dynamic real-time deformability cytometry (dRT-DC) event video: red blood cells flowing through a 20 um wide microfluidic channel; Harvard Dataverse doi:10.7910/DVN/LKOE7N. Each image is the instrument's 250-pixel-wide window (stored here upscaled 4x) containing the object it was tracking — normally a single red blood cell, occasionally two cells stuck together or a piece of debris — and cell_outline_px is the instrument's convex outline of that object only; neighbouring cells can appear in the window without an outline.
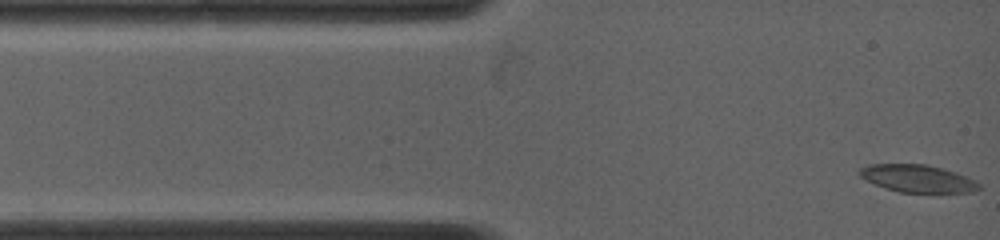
{"species": "common noctule bat (a hibernating species)", "species_latin": "Nyctalus noctula", "temperature_condition": "warm", "stored_images_in_passage": 68, "camera_frame_rate_fps": 5000, "um_per_image_px": 0.085, "animal": {"sex": "female", "body_mass_g": 19.0, "forearm_length_mm": 53.3}, "frame": {"image": 1, "passage_image": 1, "time_ms": 0.0, "image_size_px": [1000, 240], "cell_outline_px": [[980, 188], [972, 192], [900, 192], [876, 184], [860, 176], [860, 168], [868, 164], [928, 164], [956, 172], [980, 184]], "centroid_in_image_um": [78.0, 15.16], "position_along_channel_um": 7.0, "area_um2": 18.73}}
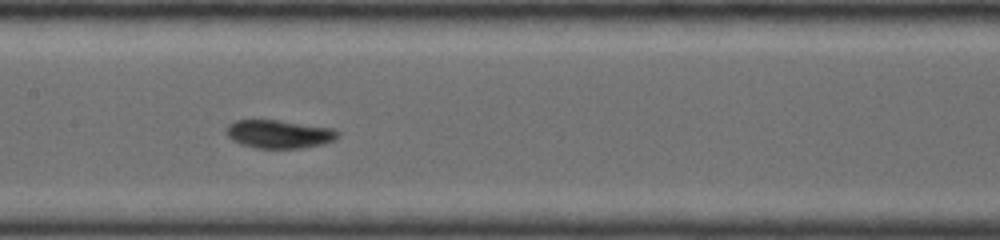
{"frame": {"image": 2, "passage_image": 30, "time_ms": 5.8, "image_size_px": [1000, 240], "cell_outline_px": [[340, 136], [336, 140], [324, 144], [300, 148], [256, 148], [240, 144], [232, 140], [224, 132], [224, 128], [228, 124], [236, 120], [280, 120], [332, 128], [340, 132]], "centroid_in_image_um": [23.72, 11.39], "position_along_channel_um": 183.7, "area_um2": 18.67}}
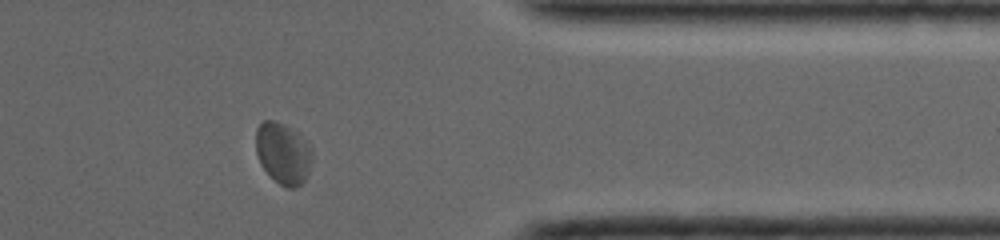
{"frame": {"image": 3, "passage_image": 58, "time_ms": 11.4, "image_size_px": [1000, 240], "cell_outline_px": [[312, 160], [308, 172], [304, 180], [296, 188], [288, 188], [280, 184], [260, 164], [256, 152], [256, 128], [264, 120], [276, 120], [292, 128], [308, 140], [312, 148]], "centroid_in_image_um": [24.08, 12.99], "position_along_channel_um": 387.3, "area_um2": 20.29}}